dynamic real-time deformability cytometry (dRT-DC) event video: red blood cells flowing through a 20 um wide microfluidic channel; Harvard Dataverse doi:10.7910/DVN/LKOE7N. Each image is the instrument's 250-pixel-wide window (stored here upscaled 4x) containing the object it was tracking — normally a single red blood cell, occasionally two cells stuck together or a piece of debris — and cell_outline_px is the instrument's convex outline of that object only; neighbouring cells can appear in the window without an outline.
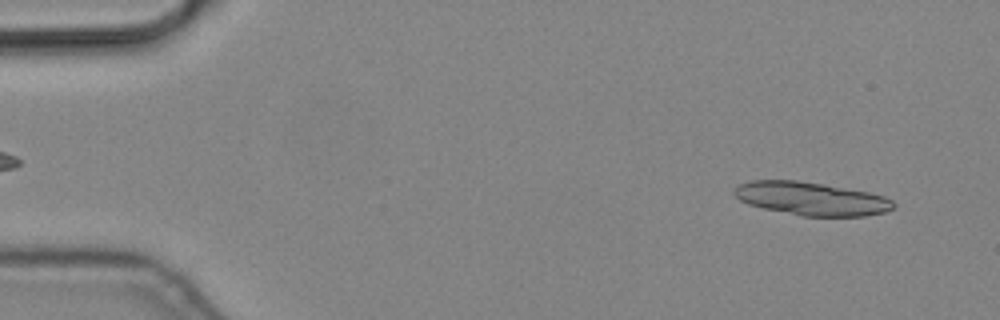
{"species": "common noctule bat (a hibernating species)", "species_latin": "Nyctalus noctula", "temperature_condition": "cold", "stored_images_in_passage": 5, "camera_frame_rate_fps": 3000, "um_per_image_px": 0.085, "animal": {"sex": "male", "body_mass_g": 19.2, "forearm_length_mm": 51.8}, "frame": {"image": 1, "passage_image": 5, "time_ms": 1.333, "image_size_px": [1000, 320], "cell_outline_px": [[896, 204], [892, 208], [884, 212], [864, 216], [804, 216], [764, 208], [748, 204], [740, 200], [732, 192], [732, 188], [740, 184], [752, 180], [796, 180], [824, 184], [868, 192], [884, 196], [892, 200]], "centroid_in_image_um": [68.94, 16.88], "position_along_channel_um": 16.1, "area_um2": 30.69}}